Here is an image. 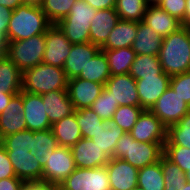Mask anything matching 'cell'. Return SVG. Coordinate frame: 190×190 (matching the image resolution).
Here are the masks:
<instances>
[{
	"mask_svg": "<svg viewBox=\"0 0 190 190\" xmlns=\"http://www.w3.org/2000/svg\"><path fill=\"white\" fill-rule=\"evenodd\" d=\"M164 155L180 167L186 176H190V148L164 145Z\"/></svg>",
	"mask_w": 190,
	"mask_h": 190,
	"instance_id": "ab89813d",
	"label": "cell"
},
{
	"mask_svg": "<svg viewBox=\"0 0 190 190\" xmlns=\"http://www.w3.org/2000/svg\"><path fill=\"white\" fill-rule=\"evenodd\" d=\"M97 10L84 0H76L69 14L60 20L57 25L72 44L90 42V22Z\"/></svg>",
	"mask_w": 190,
	"mask_h": 190,
	"instance_id": "5b68a950",
	"label": "cell"
},
{
	"mask_svg": "<svg viewBox=\"0 0 190 190\" xmlns=\"http://www.w3.org/2000/svg\"><path fill=\"white\" fill-rule=\"evenodd\" d=\"M147 8L146 0H116L115 4L120 20L143 21Z\"/></svg>",
	"mask_w": 190,
	"mask_h": 190,
	"instance_id": "d590c367",
	"label": "cell"
},
{
	"mask_svg": "<svg viewBox=\"0 0 190 190\" xmlns=\"http://www.w3.org/2000/svg\"><path fill=\"white\" fill-rule=\"evenodd\" d=\"M104 89L112 96L119 106H140L136 80L130 74L111 75Z\"/></svg>",
	"mask_w": 190,
	"mask_h": 190,
	"instance_id": "7c38bea8",
	"label": "cell"
},
{
	"mask_svg": "<svg viewBox=\"0 0 190 190\" xmlns=\"http://www.w3.org/2000/svg\"><path fill=\"white\" fill-rule=\"evenodd\" d=\"M6 56V47H0V61Z\"/></svg>",
	"mask_w": 190,
	"mask_h": 190,
	"instance_id": "11a10c76",
	"label": "cell"
},
{
	"mask_svg": "<svg viewBox=\"0 0 190 190\" xmlns=\"http://www.w3.org/2000/svg\"><path fill=\"white\" fill-rule=\"evenodd\" d=\"M59 186L60 190H111L106 166L77 167Z\"/></svg>",
	"mask_w": 190,
	"mask_h": 190,
	"instance_id": "52a82bcc",
	"label": "cell"
},
{
	"mask_svg": "<svg viewBox=\"0 0 190 190\" xmlns=\"http://www.w3.org/2000/svg\"><path fill=\"white\" fill-rule=\"evenodd\" d=\"M15 95L17 94L0 93V114L3 113L5 107Z\"/></svg>",
	"mask_w": 190,
	"mask_h": 190,
	"instance_id": "f907efd6",
	"label": "cell"
},
{
	"mask_svg": "<svg viewBox=\"0 0 190 190\" xmlns=\"http://www.w3.org/2000/svg\"><path fill=\"white\" fill-rule=\"evenodd\" d=\"M68 79L63 68L40 63L22 73V91L42 95L67 90Z\"/></svg>",
	"mask_w": 190,
	"mask_h": 190,
	"instance_id": "277c9868",
	"label": "cell"
},
{
	"mask_svg": "<svg viewBox=\"0 0 190 190\" xmlns=\"http://www.w3.org/2000/svg\"><path fill=\"white\" fill-rule=\"evenodd\" d=\"M102 51L107 56L111 75L129 74L131 65L136 58V52L131 47Z\"/></svg>",
	"mask_w": 190,
	"mask_h": 190,
	"instance_id": "4dcf8cb0",
	"label": "cell"
},
{
	"mask_svg": "<svg viewBox=\"0 0 190 190\" xmlns=\"http://www.w3.org/2000/svg\"><path fill=\"white\" fill-rule=\"evenodd\" d=\"M150 111L168 128L188 113L190 106L169 86Z\"/></svg>",
	"mask_w": 190,
	"mask_h": 190,
	"instance_id": "9c48e42d",
	"label": "cell"
},
{
	"mask_svg": "<svg viewBox=\"0 0 190 190\" xmlns=\"http://www.w3.org/2000/svg\"><path fill=\"white\" fill-rule=\"evenodd\" d=\"M0 47H6V40L0 35Z\"/></svg>",
	"mask_w": 190,
	"mask_h": 190,
	"instance_id": "6f0895ef",
	"label": "cell"
},
{
	"mask_svg": "<svg viewBox=\"0 0 190 190\" xmlns=\"http://www.w3.org/2000/svg\"><path fill=\"white\" fill-rule=\"evenodd\" d=\"M159 6L185 26L186 0H162Z\"/></svg>",
	"mask_w": 190,
	"mask_h": 190,
	"instance_id": "ee69618b",
	"label": "cell"
},
{
	"mask_svg": "<svg viewBox=\"0 0 190 190\" xmlns=\"http://www.w3.org/2000/svg\"><path fill=\"white\" fill-rule=\"evenodd\" d=\"M190 24V0H186L185 26Z\"/></svg>",
	"mask_w": 190,
	"mask_h": 190,
	"instance_id": "f5cc1de1",
	"label": "cell"
},
{
	"mask_svg": "<svg viewBox=\"0 0 190 190\" xmlns=\"http://www.w3.org/2000/svg\"><path fill=\"white\" fill-rule=\"evenodd\" d=\"M187 177V181H189L190 182V176H186Z\"/></svg>",
	"mask_w": 190,
	"mask_h": 190,
	"instance_id": "94428289",
	"label": "cell"
},
{
	"mask_svg": "<svg viewBox=\"0 0 190 190\" xmlns=\"http://www.w3.org/2000/svg\"><path fill=\"white\" fill-rule=\"evenodd\" d=\"M24 4L23 0H0V5L10 10H15L18 6Z\"/></svg>",
	"mask_w": 190,
	"mask_h": 190,
	"instance_id": "816d5d0a",
	"label": "cell"
},
{
	"mask_svg": "<svg viewBox=\"0 0 190 190\" xmlns=\"http://www.w3.org/2000/svg\"><path fill=\"white\" fill-rule=\"evenodd\" d=\"M170 78L168 75H156L136 80L140 107L143 110H150L152 108L159 97L170 86Z\"/></svg>",
	"mask_w": 190,
	"mask_h": 190,
	"instance_id": "ac0fdd59",
	"label": "cell"
},
{
	"mask_svg": "<svg viewBox=\"0 0 190 190\" xmlns=\"http://www.w3.org/2000/svg\"><path fill=\"white\" fill-rule=\"evenodd\" d=\"M100 50V47L91 42L72 44L70 53L63 65L67 79L78 77L82 69H85L89 60Z\"/></svg>",
	"mask_w": 190,
	"mask_h": 190,
	"instance_id": "ffe728a7",
	"label": "cell"
},
{
	"mask_svg": "<svg viewBox=\"0 0 190 190\" xmlns=\"http://www.w3.org/2000/svg\"><path fill=\"white\" fill-rule=\"evenodd\" d=\"M143 22L163 38L182 27V23L179 20L172 17L159 5L148 6Z\"/></svg>",
	"mask_w": 190,
	"mask_h": 190,
	"instance_id": "603a6c76",
	"label": "cell"
},
{
	"mask_svg": "<svg viewBox=\"0 0 190 190\" xmlns=\"http://www.w3.org/2000/svg\"><path fill=\"white\" fill-rule=\"evenodd\" d=\"M10 177H16V174L13 170L7 151L0 144V180Z\"/></svg>",
	"mask_w": 190,
	"mask_h": 190,
	"instance_id": "f6af8a7d",
	"label": "cell"
},
{
	"mask_svg": "<svg viewBox=\"0 0 190 190\" xmlns=\"http://www.w3.org/2000/svg\"><path fill=\"white\" fill-rule=\"evenodd\" d=\"M51 25L39 4L24 3L12 10L6 42L25 40L45 33Z\"/></svg>",
	"mask_w": 190,
	"mask_h": 190,
	"instance_id": "7a4b0ae2",
	"label": "cell"
},
{
	"mask_svg": "<svg viewBox=\"0 0 190 190\" xmlns=\"http://www.w3.org/2000/svg\"><path fill=\"white\" fill-rule=\"evenodd\" d=\"M76 168L71 148L58 146L53 153H50L43 167L42 180L59 185Z\"/></svg>",
	"mask_w": 190,
	"mask_h": 190,
	"instance_id": "ba28073f",
	"label": "cell"
},
{
	"mask_svg": "<svg viewBox=\"0 0 190 190\" xmlns=\"http://www.w3.org/2000/svg\"><path fill=\"white\" fill-rule=\"evenodd\" d=\"M58 142L51 129L42 131H32V147L29 152L36 157L42 168L45 166L50 153L57 148Z\"/></svg>",
	"mask_w": 190,
	"mask_h": 190,
	"instance_id": "83f0119b",
	"label": "cell"
},
{
	"mask_svg": "<svg viewBox=\"0 0 190 190\" xmlns=\"http://www.w3.org/2000/svg\"><path fill=\"white\" fill-rule=\"evenodd\" d=\"M51 131L59 146L70 148L74 146L82 138L80 127L76 120V110L69 116L52 124Z\"/></svg>",
	"mask_w": 190,
	"mask_h": 190,
	"instance_id": "484cf974",
	"label": "cell"
},
{
	"mask_svg": "<svg viewBox=\"0 0 190 190\" xmlns=\"http://www.w3.org/2000/svg\"><path fill=\"white\" fill-rule=\"evenodd\" d=\"M111 190H132L137 186L139 169L128 162L110 158L106 164Z\"/></svg>",
	"mask_w": 190,
	"mask_h": 190,
	"instance_id": "e0dca14e",
	"label": "cell"
},
{
	"mask_svg": "<svg viewBox=\"0 0 190 190\" xmlns=\"http://www.w3.org/2000/svg\"><path fill=\"white\" fill-rule=\"evenodd\" d=\"M71 151L78 168H98L110 161V157L92 139L81 138Z\"/></svg>",
	"mask_w": 190,
	"mask_h": 190,
	"instance_id": "4fadbf2b",
	"label": "cell"
},
{
	"mask_svg": "<svg viewBox=\"0 0 190 190\" xmlns=\"http://www.w3.org/2000/svg\"><path fill=\"white\" fill-rule=\"evenodd\" d=\"M132 190H144V189H142L141 187H139V186H136L135 188H133Z\"/></svg>",
	"mask_w": 190,
	"mask_h": 190,
	"instance_id": "91938a15",
	"label": "cell"
},
{
	"mask_svg": "<svg viewBox=\"0 0 190 190\" xmlns=\"http://www.w3.org/2000/svg\"><path fill=\"white\" fill-rule=\"evenodd\" d=\"M19 94L23 97V112L27 129L33 132L51 129L41 95L27 91H21Z\"/></svg>",
	"mask_w": 190,
	"mask_h": 190,
	"instance_id": "5bb4252c",
	"label": "cell"
},
{
	"mask_svg": "<svg viewBox=\"0 0 190 190\" xmlns=\"http://www.w3.org/2000/svg\"><path fill=\"white\" fill-rule=\"evenodd\" d=\"M21 190H60V186L47 181L37 180L23 182Z\"/></svg>",
	"mask_w": 190,
	"mask_h": 190,
	"instance_id": "bcb514c9",
	"label": "cell"
},
{
	"mask_svg": "<svg viewBox=\"0 0 190 190\" xmlns=\"http://www.w3.org/2000/svg\"><path fill=\"white\" fill-rule=\"evenodd\" d=\"M12 10L0 5V35L6 40L8 23L11 18Z\"/></svg>",
	"mask_w": 190,
	"mask_h": 190,
	"instance_id": "7dc6e473",
	"label": "cell"
},
{
	"mask_svg": "<svg viewBox=\"0 0 190 190\" xmlns=\"http://www.w3.org/2000/svg\"><path fill=\"white\" fill-rule=\"evenodd\" d=\"M138 22L119 20L117 25L111 30L106 43L101 50L120 49L131 47L137 35Z\"/></svg>",
	"mask_w": 190,
	"mask_h": 190,
	"instance_id": "d4e9b609",
	"label": "cell"
},
{
	"mask_svg": "<svg viewBox=\"0 0 190 190\" xmlns=\"http://www.w3.org/2000/svg\"><path fill=\"white\" fill-rule=\"evenodd\" d=\"M104 85L78 77L68 80L67 91L75 110L90 108L101 94Z\"/></svg>",
	"mask_w": 190,
	"mask_h": 190,
	"instance_id": "9a60e30c",
	"label": "cell"
},
{
	"mask_svg": "<svg viewBox=\"0 0 190 190\" xmlns=\"http://www.w3.org/2000/svg\"><path fill=\"white\" fill-rule=\"evenodd\" d=\"M76 0H42L40 6L48 20L57 24L65 18Z\"/></svg>",
	"mask_w": 190,
	"mask_h": 190,
	"instance_id": "74e56055",
	"label": "cell"
},
{
	"mask_svg": "<svg viewBox=\"0 0 190 190\" xmlns=\"http://www.w3.org/2000/svg\"><path fill=\"white\" fill-rule=\"evenodd\" d=\"M24 3L40 4L42 0H23Z\"/></svg>",
	"mask_w": 190,
	"mask_h": 190,
	"instance_id": "9f6ffc18",
	"label": "cell"
},
{
	"mask_svg": "<svg viewBox=\"0 0 190 190\" xmlns=\"http://www.w3.org/2000/svg\"><path fill=\"white\" fill-rule=\"evenodd\" d=\"M76 120L82 138L91 139L99 131L104 130L102 127V119L91 108H82L76 110Z\"/></svg>",
	"mask_w": 190,
	"mask_h": 190,
	"instance_id": "8d00e7d4",
	"label": "cell"
},
{
	"mask_svg": "<svg viewBox=\"0 0 190 190\" xmlns=\"http://www.w3.org/2000/svg\"><path fill=\"white\" fill-rule=\"evenodd\" d=\"M22 91V72L7 57L0 61V93L19 94Z\"/></svg>",
	"mask_w": 190,
	"mask_h": 190,
	"instance_id": "4316f807",
	"label": "cell"
},
{
	"mask_svg": "<svg viewBox=\"0 0 190 190\" xmlns=\"http://www.w3.org/2000/svg\"><path fill=\"white\" fill-rule=\"evenodd\" d=\"M23 111V97L17 94L0 114V140L5 136L27 129Z\"/></svg>",
	"mask_w": 190,
	"mask_h": 190,
	"instance_id": "d6986e66",
	"label": "cell"
},
{
	"mask_svg": "<svg viewBox=\"0 0 190 190\" xmlns=\"http://www.w3.org/2000/svg\"><path fill=\"white\" fill-rule=\"evenodd\" d=\"M96 10L115 8L116 0H84Z\"/></svg>",
	"mask_w": 190,
	"mask_h": 190,
	"instance_id": "681fc988",
	"label": "cell"
},
{
	"mask_svg": "<svg viewBox=\"0 0 190 190\" xmlns=\"http://www.w3.org/2000/svg\"><path fill=\"white\" fill-rule=\"evenodd\" d=\"M118 107V102H115L112 96L103 89L90 108L95 111L102 120H108L112 119Z\"/></svg>",
	"mask_w": 190,
	"mask_h": 190,
	"instance_id": "60d3db41",
	"label": "cell"
},
{
	"mask_svg": "<svg viewBox=\"0 0 190 190\" xmlns=\"http://www.w3.org/2000/svg\"><path fill=\"white\" fill-rule=\"evenodd\" d=\"M102 127L104 130L99 131L91 139L103 149L110 158H113L116 143L126 131L118 127L113 119L103 120Z\"/></svg>",
	"mask_w": 190,
	"mask_h": 190,
	"instance_id": "f1b7e54d",
	"label": "cell"
},
{
	"mask_svg": "<svg viewBox=\"0 0 190 190\" xmlns=\"http://www.w3.org/2000/svg\"><path fill=\"white\" fill-rule=\"evenodd\" d=\"M111 77L108 59L104 51L100 50L92 59L89 60L85 69H82L78 78L98 82L105 86Z\"/></svg>",
	"mask_w": 190,
	"mask_h": 190,
	"instance_id": "f546056e",
	"label": "cell"
},
{
	"mask_svg": "<svg viewBox=\"0 0 190 190\" xmlns=\"http://www.w3.org/2000/svg\"><path fill=\"white\" fill-rule=\"evenodd\" d=\"M41 97L51 125L75 111L67 90L50 91Z\"/></svg>",
	"mask_w": 190,
	"mask_h": 190,
	"instance_id": "7402d4cb",
	"label": "cell"
},
{
	"mask_svg": "<svg viewBox=\"0 0 190 190\" xmlns=\"http://www.w3.org/2000/svg\"><path fill=\"white\" fill-rule=\"evenodd\" d=\"M129 133L140 143H165L167 139V127L150 110L142 111Z\"/></svg>",
	"mask_w": 190,
	"mask_h": 190,
	"instance_id": "30bf717a",
	"label": "cell"
},
{
	"mask_svg": "<svg viewBox=\"0 0 190 190\" xmlns=\"http://www.w3.org/2000/svg\"><path fill=\"white\" fill-rule=\"evenodd\" d=\"M46 48L42 62L52 66L63 68L72 43L65 37L57 24H52L45 32Z\"/></svg>",
	"mask_w": 190,
	"mask_h": 190,
	"instance_id": "8fae6325",
	"label": "cell"
},
{
	"mask_svg": "<svg viewBox=\"0 0 190 190\" xmlns=\"http://www.w3.org/2000/svg\"><path fill=\"white\" fill-rule=\"evenodd\" d=\"M23 182L20 178L10 177L0 180V190H21Z\"/></svg>",
	"mask_w": 190,
	"mask_h": 190,
	"instance_id": "c3c4849f",
	"label": "cell"
},
{
	"mask_svg": "<svg viewBox=\"0 0 190 190\" xmlns=\"http://www.w3.org/2000/svg\"><path fill=\"white\" fill-rule=\"evenodd\" d=\"M142 111L143 109L140 106H119L113 114L112 119L116 122L118 127L126 132H130Z\"/></svg>",
	"mask_w": 190,
	"mask_h": 190,
	"instance_id": "f35d334b",
	"label": "cell"
},
{
	"mask_svg": "<svg viewBox=\"0 0 190 190\" xmlns=\"http://www.w3.org/2000/svg\"><path fill=\"white\" fill-rule=\"evenodd\" d=\"M161 169L164 177V190H182L187 182L185 172L165 155L161 157Z\"/></svg>",
	"mask_w": 190,
	"mask_h": 190,
	"instance_id": "836d02e7",
	"label": "cell"
},
{
	"mask_svg": "<svg viewBox=\"0 0 190 190\" xmlns=\"http://www.w3.org/2000/svg\"><path fill=\"white\" fill-rule=\"evenodd\" d=\"M6 151L17 178L24 182L42 180L43 168L28 148Z\"/></svg>",
	"mask_w": 190,
	"mask_h": 190,
	"instance_id": "2e32d148",
	"label": "cell"
},
{
	"mask_svg": "<svg viewBox=\"0 0 190 190\" xmlns=\"http://www.w3.org/2000/svg\"><path fill=\"white\" fill-rule=\"evenodd\" d=\"M137 186L144 190H164V177L161 169V159L158 163L139 169Z\"/></svg>",
	"mask_w": 190,
	"mask_h": 190,
	"instance_id": "d6a6232c",
	"label": "cell"
},
{
	"mask_svg": "<svg viewBox=\"0 0 190 190\" xmlns=\"http://www.w3.org/2000/svg\"><path fill=\"white\" fill-rule=\"evenodd\" d=\"M45 48V33H42L25 40L6 42V56L23 73L42 63Z\"/></svg>",
	"mask_w": 190,
	"mask_h": 190,
	"instance_id": "8992f818",
	"label": "cell"
},
{
	"mask_svg": "<svg viewBox=\"0 0 190 190\" xmlns=\"http://www.w3.org/2000/svg\"><path fill=\"white\" fill-rule=\"evenodd\" d=\"M148 6H157L159 5L162 0H146Z\"/></svg>",
	"mask_w": 190,
	"mask_h": 190,
	"instance_id": "db71d44e",
	"label": "cell"
},
{
	"mask_svg": "<svg viewBox=\"0 0 190 190\" xmlns=\"http://www.w3.org/2000/svg\"><path fill=\"white\" fill-rule=\"evenodd\" d=\"M164 144L140 143L129 132H126L117 141L113 158L122 159L140 169L160 161L164 155Z\"/></svg>",
	"mask_w": 190,
	"mask_h": 190,
	"instance_id": "3957f363",
	"label": "cell"
},
{
	"mask_svg": "<svg viewBox=\"0 0 190 190\" xmlns=\"http://www.w3.org/2000/svg\"><path fill=\"white\" fill-rule=\"evenodd\" d=\"M119 20L115 8L97 10L95 17L90 22V42L101 48Z\"/></svg>",
	"mask_w": 190,
	"mask_h": 190,
	"instance_id": "44dd1931",
	"label": "cell"
},
{
	"mask_svg": "<svg viewBox=\"0 0 190 190\" xmlns=\"http://www.w3.org/2000/svg\"><path fill=\"white\" fill-rule=\"evenodd\" d=\"M0 144L5 148V150H20V149H26V148L31 150L32 131L26 129V130L5 136L0 140Z\"/></svg>",
	"mask_w": 190,
	"mask_h": 190,
	"instance_id": "b9f144b4",
	"label": "cell"
},
{
	"mask_svg": "<svg viewBox=\"0 0 190 190\" xmlns=\"http://www.w3.org/2000/svg\"><path fill=\"white\" fill-rule=\"evenodd\" d=\"M182 190H190V182L187 181L184 185V187H182Z\"/></svg>",
	"mask_w": 190,
	"mask_h": 190,
	"instance_id": "680465c9",
	"label": "cell"
},
{
	"mask_svg": "<svg viewBox=\"0 0 190 190\" xmlns=\"http://www.w3.org/2000/svg\"><path fill=\"white\" fill-rule=\"evenodd\" d=\"M170 86L190 106V72L172 76Z\"/></svg>",
	"mask_w": 190,
	"mask_h": 190,
	"instance_id": "7bdbcfd3",
	"label": "cell"
},
{
	"mask_svg": "<svg viewBox=\"0 0 190 190\" xmlns=\"http://www.w3.org/2000/svg\"><path fill=\"white\" fill-rule=\"evenodd\" d=\"M164 145H178L190 148V111L176 124L167 128V139Z\"/></svg>",
	"mask_w": 190,
	"mask_h": 190,
	"instance_id": "e575fe53",
	"label": "cell"
},
{
	"mask_svg": "<svg viewBox=\"0 0 190 190\" xmlns=\"http://www.w3.org/2000/svg\"><path fill=\"white\" fill-rule=\"evenodd\" d=\"M129 74L135 79L156 75H167L163 72L158 56L136 55Z\"/></svg>",
	"mask_w": 190,
	"mask_h": 190,
	"instance_id": "1f68e13d",
	"label": "cell"
},
{
	"mask_svg": "<svg viewBox=\"0 0 190 190\" xmlns=\"http://www.w3.org/2000/svg\"><path fill=\"white\" fill-rule=\"evenodd\" d=\"M162 70L172 77L190 72V29L180 27L176 32L163 38L158 55Z\"/></svg>",
	"mask_w": 190,
	"mask_h": 190,
	"instance_id": "6da1fadb",
	"label": "cell"
},
{
	"mask_svg": "<svg viewBox=\"0 0 190 190\" xmlns=\"http://www.w3.org/2000/svg\"><path fill=\"white\" fill-rule=\"evenodd\" d=\"M163 37L156 33L143 21L138 22L137 35L131 48L136 55L158 56L162 46Z\"/></svg>",
	"mask_w": 190,
	"mask_h": 190,
	"instance_id": "cb8c5ba5",
	"label": "cell"
}]
</instances>
